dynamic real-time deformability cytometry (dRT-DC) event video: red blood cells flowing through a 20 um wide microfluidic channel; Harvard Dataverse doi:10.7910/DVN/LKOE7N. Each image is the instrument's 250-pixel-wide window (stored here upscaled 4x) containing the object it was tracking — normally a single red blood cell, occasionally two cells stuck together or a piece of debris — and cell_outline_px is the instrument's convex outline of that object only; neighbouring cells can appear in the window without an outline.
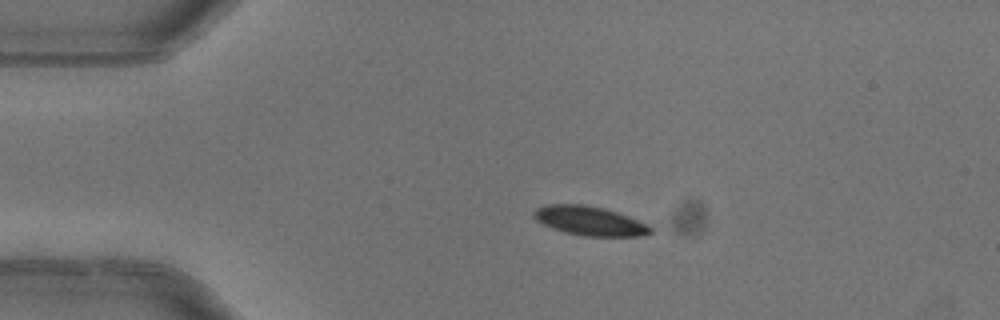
{"species": "common noctule bat (a hibernating species)", "species_latin": "Nyctalus noctula", "temperature_condition": "warm", "stored_images_in_passage": 2, "camera_frame_rate_fps": 3000, "um_per_image_px": 0.085, "animal": {"sex": "female"}, "frame": {"image": 1, "passage_image": 1, "time_ms": 0.0, "image_size_px": [1000, 320], "cell_outline_px": [[652, 232], [644, 236], [584, 236], [564, 232], [552, 228], [536, 220], [532, 216], [532, 212], [536, 208], [548, 204], [584, 204], [604, 208], [628, 216], [652, 228]], "centroid_in_image_um": [50.08, 18.77], "position_along_channel_um": 34.9, "area_um2": 19.77}}